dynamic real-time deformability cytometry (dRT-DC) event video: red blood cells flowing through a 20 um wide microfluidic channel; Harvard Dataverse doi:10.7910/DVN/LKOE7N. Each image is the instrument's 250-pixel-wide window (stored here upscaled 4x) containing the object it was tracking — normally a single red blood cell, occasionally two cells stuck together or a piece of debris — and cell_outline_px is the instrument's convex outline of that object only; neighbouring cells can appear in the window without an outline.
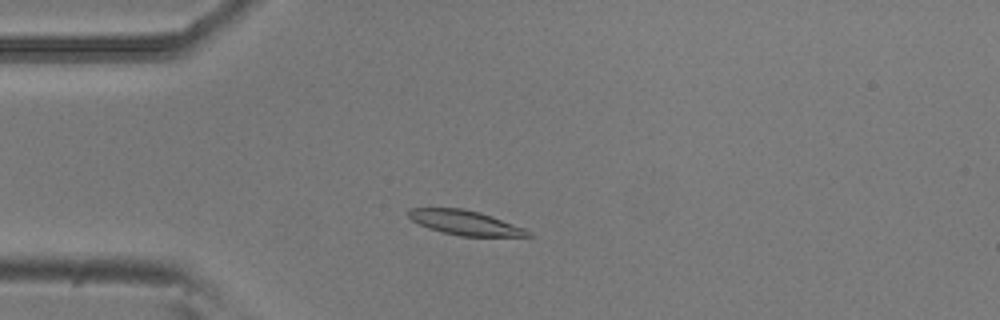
{"species": "common noctule bat (a hibernating species)", "species_latin": "Nyctalus noctula", "temperature_condition": "room temperature", "stored_images_in_passage": 43, "camera_frame_rate_fps": 3000, "um_per_image_px": 0.085, "animal": {"sex": "male", "body_mass_g": 20.5, "forearm_length_mm": 52.5}, "frame": {"image": 1, "passage_image": 3, "time_ms": 0.667, "image_size_px": [1000, 320], "cell_outline_px": [[532, 236], [460, 236], [428, 228], [412, 220], [408, 216], [408, 208], [464, 208], [480, 212], [492, 216], [524, 228], [532, 232]], "centroid_in_image_um": [39.53, 18.92], "position_along_channel_um": 45.5, "area_um2": 16.99}}
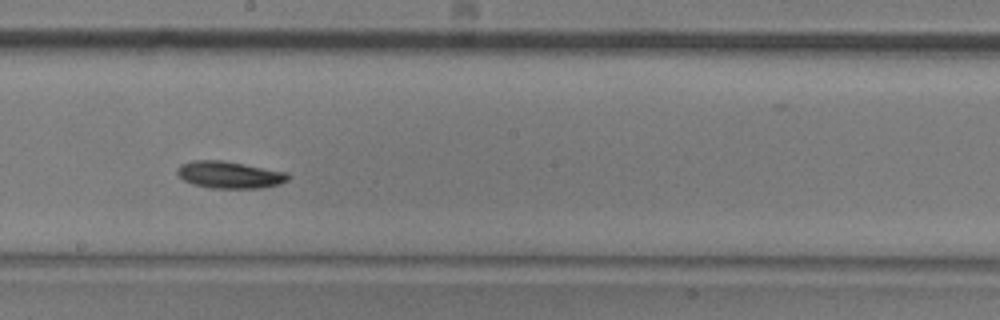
{"frame": {"image": 2, "passage_image": 19, "time_ms": 6.0, "image_size_px": [1000, 320], "cell_outline_px": [[292, 176], [288, 180], [280, 184], [260, 188], [212, 188], [192, 184], [184, 180], [176, 172], [176, 168], [180, 164], [192, 160], [224, 160], [288, 172]], "centroid_in_image_um": [19.53, 14.85], "position_along_channel_um": 228.7, "area_um2": 17.69}}
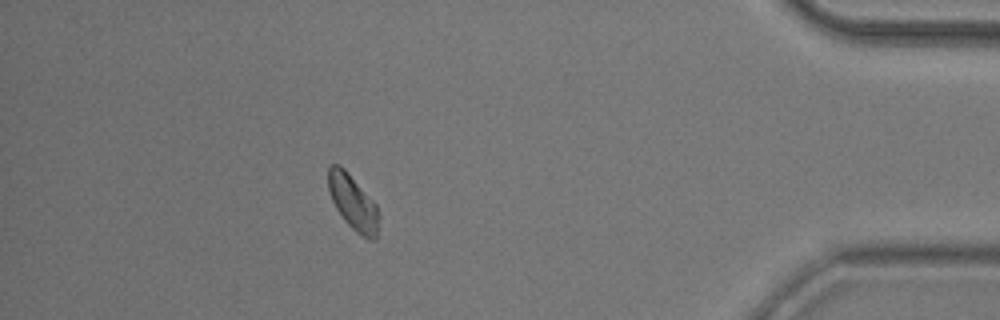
{"frame": {"image": 3, "passage_image": 37, "time_ms": 12.0, "image_size_px": [1000, 320], "cell_outline_px": [[380, 216], [376, 240], [368, 240], [356, 232], [344, 220], [336, 208], [328, 192], [328, 164], [340, 164], [344, 168], [376, 204]], "centroid_in_image_um": [30.01, 17.22], "position_along_channel_um": 405.2, "area_um2": 16.36}, "authors_computed_cell_mechanics": {"area_um2": 16.5886, "velocity_mm_per_s": 3.7409, "shape_relaxation_time_tau1_ms": 2.4034, "shape_relaxation_time_tau2_ms": null, "deformation_change_tau1": 0.107, "deformation_change_tau2": null}}